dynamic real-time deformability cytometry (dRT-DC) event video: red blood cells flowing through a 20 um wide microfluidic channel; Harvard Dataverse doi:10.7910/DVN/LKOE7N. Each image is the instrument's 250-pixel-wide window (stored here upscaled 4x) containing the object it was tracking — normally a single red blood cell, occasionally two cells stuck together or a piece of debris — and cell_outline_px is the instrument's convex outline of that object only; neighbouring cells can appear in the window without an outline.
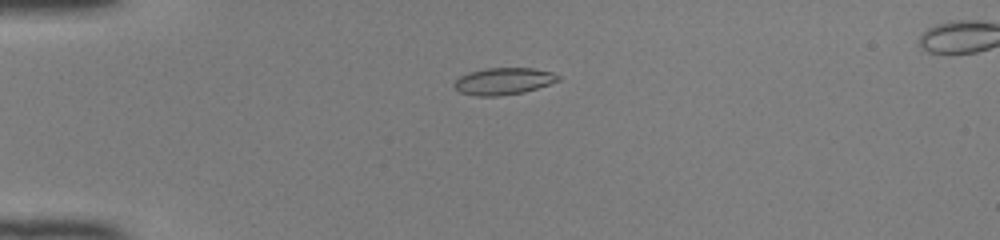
{"species": "common noctule bat (a hibernating species)", "species_latin": "Nyctalus noctula", "temperature_condition": "room temperature", "stored_images_in_passage": 43, "camera_frame_rate_fps": 3000, "um_per_image_px": 0.085, "animal": {"sex": "female", "body_mass_g": 22.0, "forearm_length_mm": 56.7}, "frame": {"image": 1, "passage_image": 7, "time_ms": 2.0, "image_size_px": [1000, 240], "cell_outline_px": [[560, 80], [524, 92], [500, 96], [476, 96], [460, 92], [452, 84], [460, 76], [468, 72], [484, 68], [532, 68], [552, 72], [560, 76]], "centroid_in_image_um": [42.77, 6.9], "position_along_channel_um": 42.2, "area_um2": 16.3}}
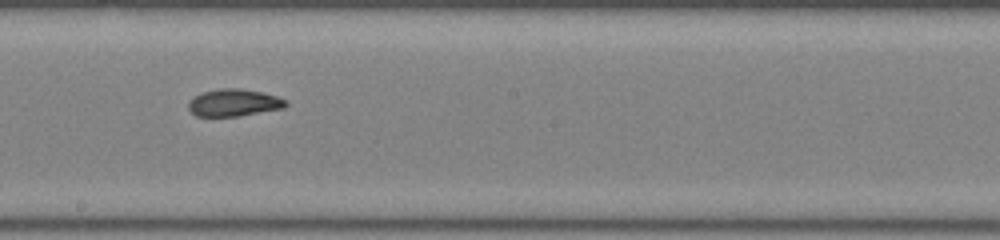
{"frame": {"image": 2, "passage_image": 23, "time_ms": 7.333, "image_size_px": [1000, 240], "cell_outline_px": [[288, 104], [284, 108], [240, 116], [196, 116], [188, 108], [188, 100], [192, 96], [200, 92], [220, 88], [240, 88], [260, 92], [276, 96], [288, 100]], "centroid_in_image_um": [19.85, 8.72], "position_along_channel_um": 228.3, "area_um2": 15.66}}
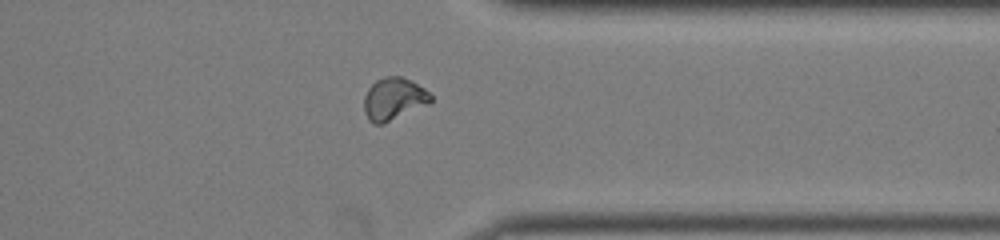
{"frame": {"image": 3, "passage_image": 34, "time_ms": 11.0, "image_size_px": [1000, 240], "cell_outline_px": [[432, 100], [428, 104], [384, 124], [372, 124], [368, 120], [364, 112], [364, 96], [368, 88], [376, 80], [384, 76], [400, 76], [412, 80], [424, 88], [432, 96]], "centroid_in_image_um": [33.45, 8.41], "position_along_channel_um": 378.0, "area_um2": 16.65}}